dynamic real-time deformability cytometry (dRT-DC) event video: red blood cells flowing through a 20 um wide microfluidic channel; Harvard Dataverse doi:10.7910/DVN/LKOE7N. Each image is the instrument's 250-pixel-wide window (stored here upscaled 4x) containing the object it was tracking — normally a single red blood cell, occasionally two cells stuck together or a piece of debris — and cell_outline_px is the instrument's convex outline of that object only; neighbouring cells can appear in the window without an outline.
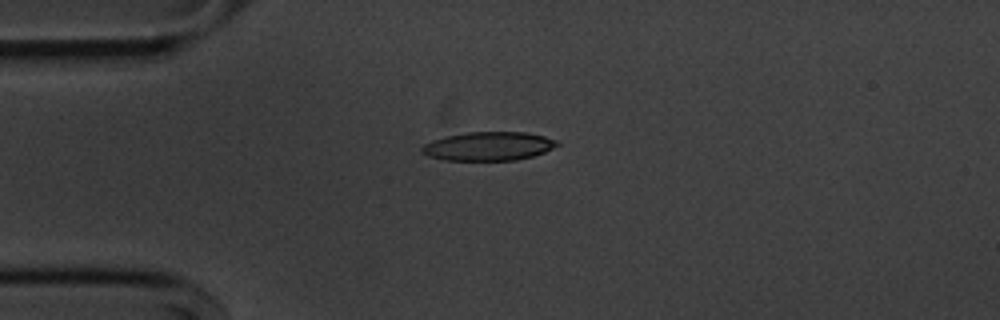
{"species": "common noctule bat (a hibernating species)", "species_latin": "Nyctalus noctula", "temperature_condition": "cold", "stored_images_in_passage": 43, "camera_frame_rate_fps": 3000, "um_per_image_px": 0.085, "animal": {"sex": "male", "body_mass_g": 20.1, "forearm_length_mm": 53.5}, "frame": {"image": 1, "passage_image": 2, "time_ms": 0.333, "image_size_px": [1000, 320], "cell_outline_px": [[560, 144], [544, 152], [532, 156], [516, 160], [444, 160], [428, 156], [420, 152], [420, 148], [424, 144], [432, 140], [448, 136], [468, 132], [524, 132], [544, 136], [556, 140]], "centroid_in_image_um": [41.5, 12.43], "position_along_channel_um": 43.5, "area_um2": 22.54}}
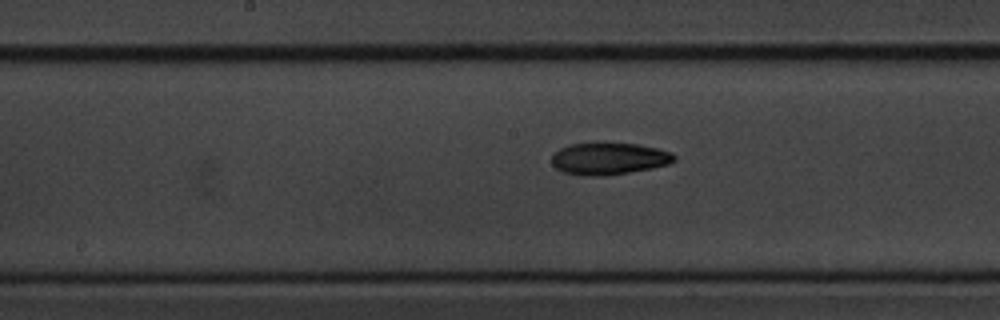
{"frame": {"image": 2, "passage_image": 16, "time_ms": 5.0, "image_size_px": [1000, 320], "cell_outline_px": [[676, 160], [668, 164], [652, 168], [628, 172], [600, 176], [580, 176], [564, 172], [556, 168], [552, 164], [552, 152], [560, 148], [572, 144], [596, 140], [600, 140], [636, 144], [656, 148], [672, 152], [676, 156]], "centroid_in_image_um": [51.72, 13.44], "position_along_channel_um": 196.5, "area_um2": 23.58}}
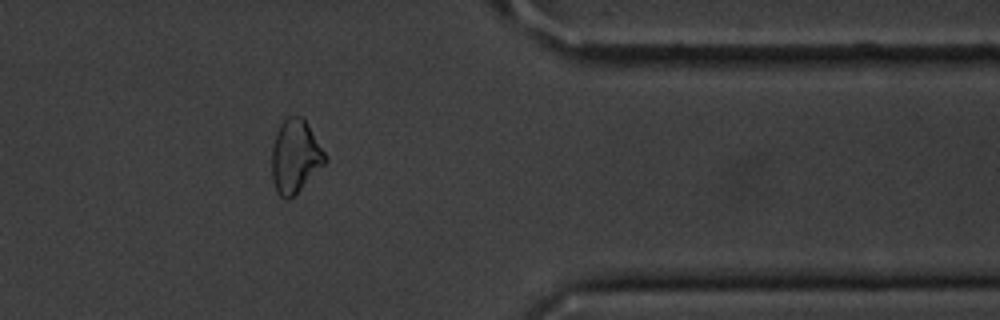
{"frame": {"image": 3, "passage_image": 33, "time_ms": 10.667, "image_size_px": [1000, 320], "cell_outline_px": [[328, 160], [288, 200], [284, 200], [276, 192], [272, 180], [272, 148], [280, 124], [288, 116], [304, 116], [324, 152]], "centroid_in_image_um": [25.08, 13.28], "position_along_channel_um": 386.3, "area_um2": 22.43}, "authors_computed_cell_mechanics": {"area_um2": 22.6576, "velocity_mm_per_s": 3.655, "shape_relaxation_time_tau1_ms": 6.8957, "shape_relaxation_time_tau2_ms": null, "deformation_change_tau1": 0.1723, "deformation_change_tau2": null}}